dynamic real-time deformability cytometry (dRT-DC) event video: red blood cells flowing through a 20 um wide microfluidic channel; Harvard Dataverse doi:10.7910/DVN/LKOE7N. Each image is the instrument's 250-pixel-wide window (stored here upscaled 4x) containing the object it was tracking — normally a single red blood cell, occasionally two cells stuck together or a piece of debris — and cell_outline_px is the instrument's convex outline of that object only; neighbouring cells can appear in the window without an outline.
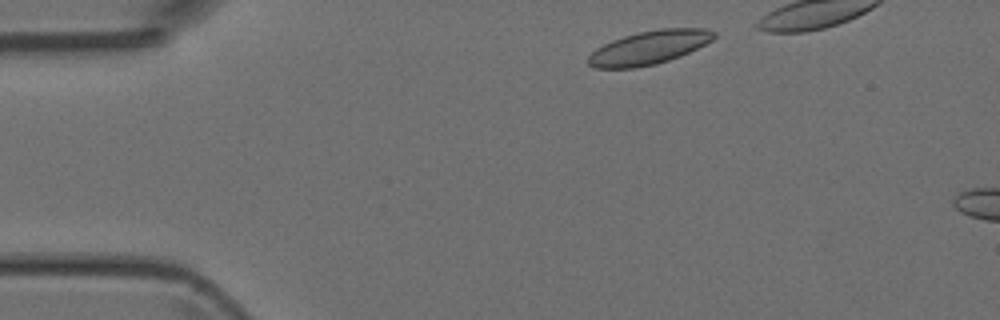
{"species": "Egyptian fruit bat (a non-hibernating species)", "species_latin": "Rousettus aegyptiacus", "temperature_condition": "room temperature", "stored_images_in_passage": 3, "camera_frame_rate_fps": 3000, "um_per_image_px": 0.085, "animal": {"sex": "female"}, "frame": {"image": 1, "passage_image": 1, "time_ms": 0.0, "image_size_px": [1000, 320], "cell_outline_px": [[716, 36], [712, 40], [680, 56], [656, 64], [636, 68], [592, 68], [588, 64], [588, 56], [596, 48], [612, 40], [624, 36], [640, 32], [660, 28], [708, 28], [716, 32]], "centroid_in_image_um": [55.16, 4.04], "position_along_channel_um": 29.8, "area_um2": 24.57}}